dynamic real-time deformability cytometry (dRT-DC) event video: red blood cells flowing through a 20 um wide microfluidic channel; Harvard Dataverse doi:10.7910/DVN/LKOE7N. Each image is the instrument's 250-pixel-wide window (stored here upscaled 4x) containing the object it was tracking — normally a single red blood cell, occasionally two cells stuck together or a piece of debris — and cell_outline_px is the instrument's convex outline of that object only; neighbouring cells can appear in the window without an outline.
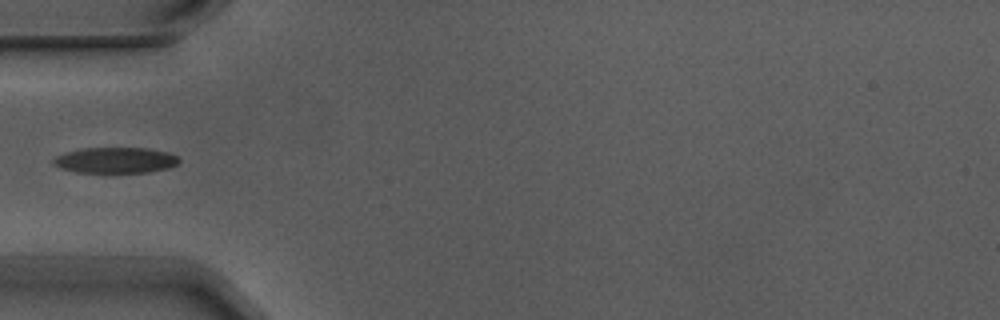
{"species": "Egyptian fruit bat (a non-hibernating species)", "species_latin": "Rousettus aegyptiacus", "temperature_condition": "warm", "stored_images_in_passage": 2, "camera_frame_rate_fps": 3000, "um_per_image_px": 0.085, "animal": {"sex": "male"}, "frame": {"image": 1, "passage_image": 2, "time_ms": 0.333, "image_size_px": [1000, 320], "cell_outline_px": [[180, 160], [176, 164], [168, 168], [148, 172], [76, 172], [60, 168], [52, 164], [52, 160], [56, 156], [68, 152], [84, 148], [148, 148], [168, 152], [176, 156]], "centroid_in_image_um": [9.8, 13.62], "position_along_channel_um": 75.2, "area_um2": 18.73}}